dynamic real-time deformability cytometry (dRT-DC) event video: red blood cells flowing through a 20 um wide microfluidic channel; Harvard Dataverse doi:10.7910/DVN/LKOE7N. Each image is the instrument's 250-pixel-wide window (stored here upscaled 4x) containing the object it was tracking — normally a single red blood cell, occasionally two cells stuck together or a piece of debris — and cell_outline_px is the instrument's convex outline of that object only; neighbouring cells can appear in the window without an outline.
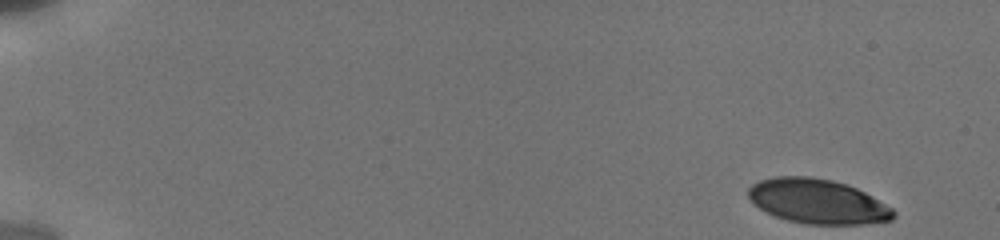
{"species": "human", "species_latin": "Homo sapiens", "temperature_condition": "cold", "stored_images_in_passage": 16, "camera_frame_rate_fps": 3000, "um_per_image_px": 0.085, "donor": {"sex": "male"}, "frame": {"image": 1, "passage_image": 1, "time_ms": 0.0, "image_size_px": [1000, 240], "cell_outline_px": [[896, 216], [892, 220], [864, 224], [808, 224], [788, 220], [776, 216], [760, 208], [748, 196], [748, 188], [752, 184], [760, 180], [776, 176], [808, 176], [832, 180], [848, 184], [872, 196], [892, 208], [896, 212]], "centroid_in_image_um": [69.52, 17.11], "position_along_channel_um": 15.5, "area_um2": 37.57}}
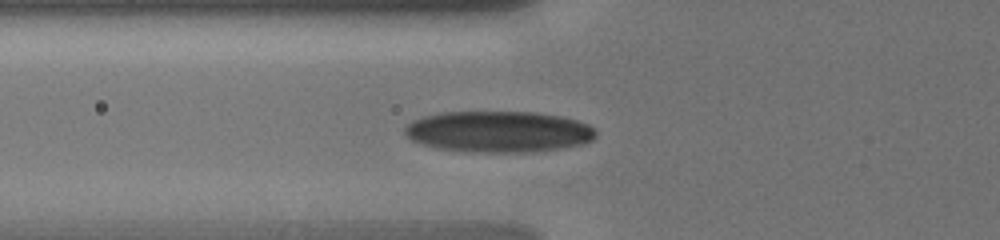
{"frame": {"image": 2, "passage_image": 14, "time_ms": 6.0, "image_size_px": [1000, 240], "cell_outline_px": [[596, 136], [592, 140], [580, 144], [560, 148], [524, 152], [472, 152], [436, 148], [412, 140], [404, 132], [404, 128], [412, 120], [424, 116], [444, 112], [536, 112], [560, 116], [576, 120], [588, 124], [596, 128]], "centroid_in_image_um": [42.38, 11.18], "position_along_channel_um": 83.4, "area_um2": 45.78}}
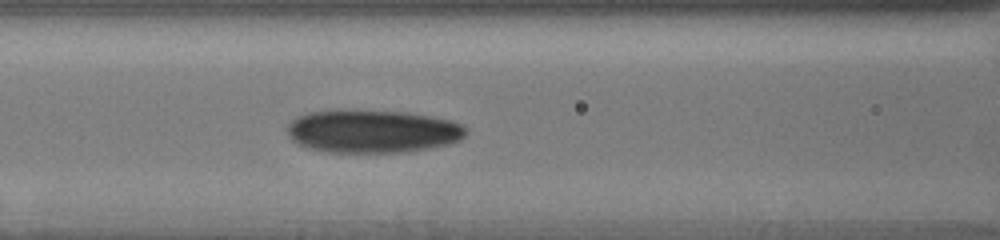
{"frame": {"image": 3, "passage_image": 16, "time_ms": 7.333, "image_size_px": [1000, 240], "cell_outline_px": [[468, 132], [460, 140], [448, 144], [408, 152], [328, 152], [308, 148], [292, 140], [288, 132], [288, 124], [296, 116], [308, 112], [408, 112], [432, 116], [452, 120], [464, 124], [468, 128]], "centroid_in_image_um": [31.74, 11.18], "position_along_channel_um": 134.9, "area_um2": 44.27}}